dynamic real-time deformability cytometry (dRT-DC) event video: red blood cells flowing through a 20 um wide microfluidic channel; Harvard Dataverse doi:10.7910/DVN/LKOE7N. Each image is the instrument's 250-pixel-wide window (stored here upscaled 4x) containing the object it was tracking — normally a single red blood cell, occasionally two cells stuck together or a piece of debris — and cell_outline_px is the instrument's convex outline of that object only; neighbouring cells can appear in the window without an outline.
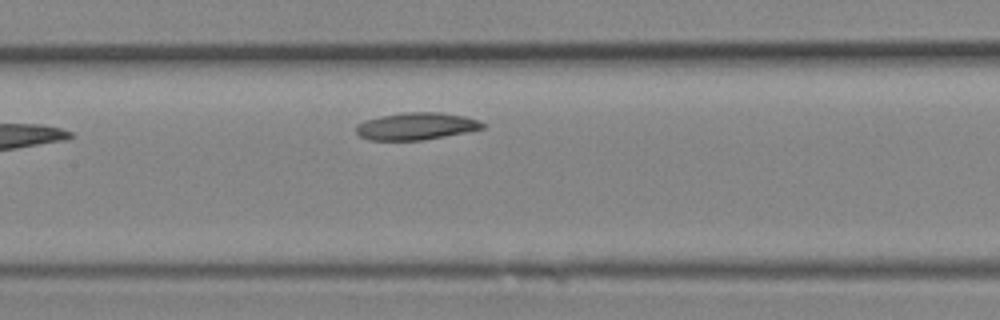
{"species": "Egyptian fruit bat (a non-hibernating species)", "species_latin": "Rousettus aegyptiacus", "temperature_condition": "room temperature", "stored_images_in_passage": 7, "camera_frame_rate_fps": 3000, "um_per_image_px": 0.085, "animal": {"sex": "female"}, "frame": {"image": 1, "passage_image": 7, "time_ms": 2.0, "image_size_px": [1000, 320], "cell_outline_px": [[484, 128], [468, 132], [420, 140], [368, 140], [360, 136], [356, 132], [356, 124], [364, 120], [380, 116], [404, 112], [440, 112], [464, 116], [476, 120], [484, 124]], "centroid_in_image_um": [35.33, 10.72], "position_along_channel_um": 172.1, "area_um2": 20.0}}